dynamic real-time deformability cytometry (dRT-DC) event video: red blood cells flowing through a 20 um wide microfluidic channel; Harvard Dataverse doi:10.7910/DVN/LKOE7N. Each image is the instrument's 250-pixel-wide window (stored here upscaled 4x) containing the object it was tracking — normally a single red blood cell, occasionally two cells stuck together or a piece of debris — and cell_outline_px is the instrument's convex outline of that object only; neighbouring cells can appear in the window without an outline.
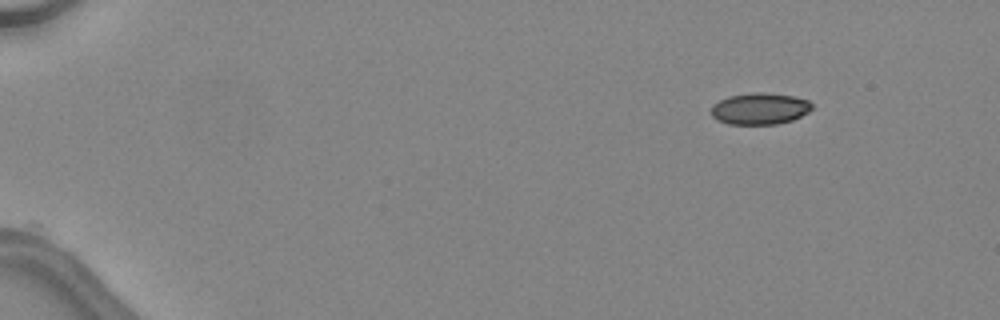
{"species": "common noctule bat (a hibernating species)", "species_latin": "Nyctalus noctula", "temperature_condition": "warm", "stored_images_in_passage": 42, "camera_frame_rate_fps": 3000, "um_per_image_px": 0.085, "animal": {"sex": "female", "body_mass_g": 24.6, "forearm_length_mm": 56.2}, "frame": {"image": 1, "passage_image": 1, "time_ms": 0.0, "image_size_px": [1000, 320], "cell_outline_px": [[812, 108], [808, 112], [792, 120], [776, 124], [728, 124], [716, 120], [712, 116], [712, 104], [728, 96], [756, 92], [764, 92], [792, 96], [808, 100], [812, 104]], "centroid_in_image_um": [64.56, 9.24], "position_along_channel_um": 20.4, "area_um2": 18.5}}
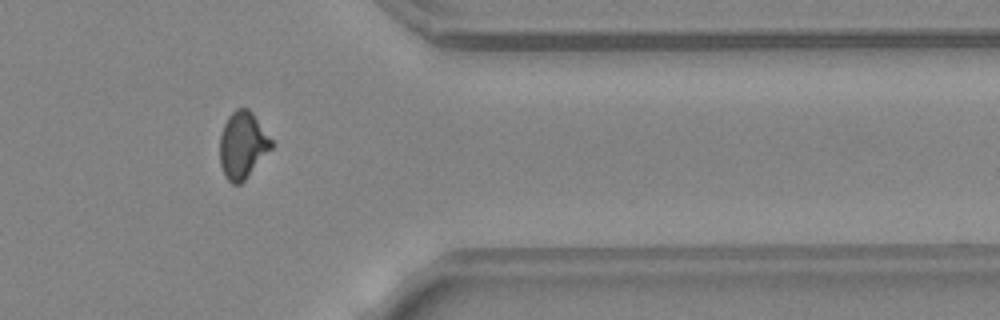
{"frame": {"image": 2, "passage_image": 35, "time_ms": 11.333, "image_size_px": [1000, 320], "cell_outline_px": [[272, 148], [244, 180], [240, 184], [232, 184], [224, 176], [220, 164], [220, 136], [224, 124], [228, 116], [236, 108], [248, 108], [252, 112], [272, 140]], "centroid_in_image_um": [20.6, 12.33], "position_along_channel_um": 390.8, "area_um2": 19.94}}
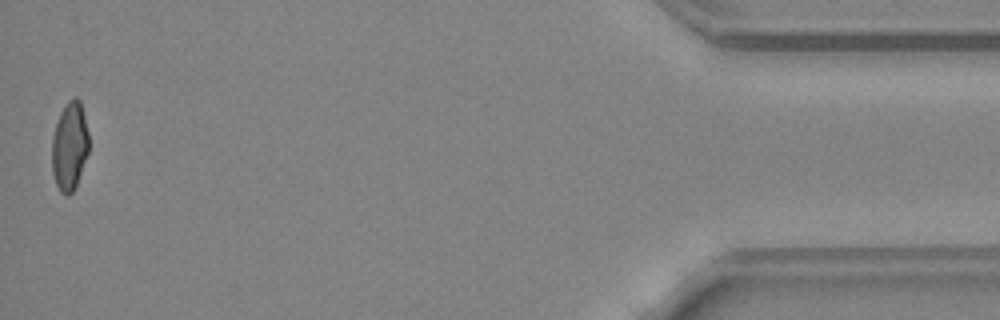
{"frame": {"image": 3, "passage_image": 42, "time_ms": 13.667, "image_size_px": [1000, 320], "cell_outline_px": [[88, 152], [76, 184], [72, 192], [68, 196], [60, 192], [56, 184], [52, 172], [52, 136], [60, 112], [64, 104], [72, 96], [76, 96], [80, 100], [88, 132]], "centroid_in_image_um": [5.9, 12.39], "position_along_channel_um": 429.3, "area_um2": 19.02}, "authors_computed_cell_mechanics": {"area_um2": 19.8543, "velocity_mm_per_s": 4.5596, "shape_relaxation_time_tau1_ms": null, "shape_relaxation_time_tau2_ms": 1.0417, "deformation_change_tau1": null, "deformation_change_tau2": 0.064}}